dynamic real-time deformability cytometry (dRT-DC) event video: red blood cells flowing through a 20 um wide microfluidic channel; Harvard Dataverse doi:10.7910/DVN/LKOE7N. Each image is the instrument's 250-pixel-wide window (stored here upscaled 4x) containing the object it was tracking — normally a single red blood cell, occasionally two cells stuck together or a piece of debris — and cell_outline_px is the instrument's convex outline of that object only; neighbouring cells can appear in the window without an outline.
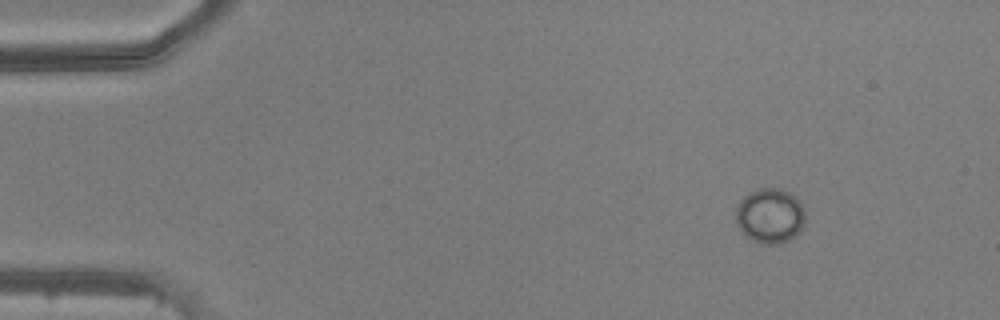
{"species": "common noctule bat (a hibernating species)", "species_latin": "Nyctalus noctula", "temperature_condition": "warm", "stored_images_in_passage": 49, "camera_frame_rate_fps": 3000, "um_per_image_px": 0.085, "animal": {"sex": "male", "body_mass_g": 20.5, "forearm_length_mm": 52.5}, "frame": {"image": 1, "passage_image": 6, "time_ms": 1.667, "image_size_px": [1000, 320], "cell_outline_px": [[804, 224], [800, 232], [796, 236], [780, 244], [760, 244], [752, 240], [736, 224], [736, 208], [740, 200], [748, 192], [760, 188], [780, 188], [788, 192], [804, 208]], "centroid_in_image_um": [65.44, 18.35], "position_along_channel_um": 19.6, "area_um2": 22.2}}
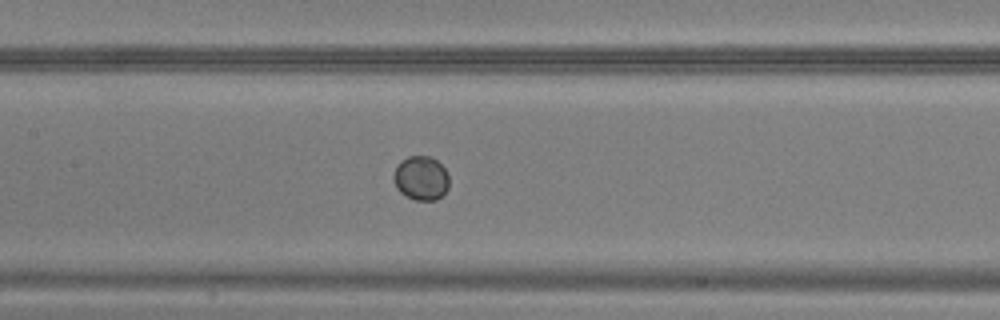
{"frame": {"image": 2, "passage_image": 24, "time_ms": 7.667, "image_size_px": [1000, 320], "cell_outline_px": [[448, 188], [436, 200], [416, 200], [404, 196], [396, 188], [392, 176], [400, 160], [408, 156], [432, 156], [444, 168], [448, 176]], "centroid_in_image_um": [35.76, 15.14], "position_along_channel_um": 171.6, "area_um2": 14.33}}
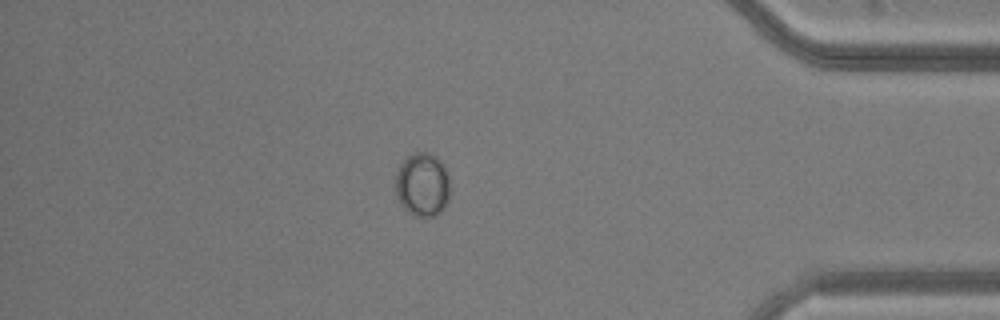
{"frame": {"image": 3, "passage_image": 43, "time_ms": 14.0, "image_size_px": [1000, 320], "cell_outline_px": [[448, 200], [444, 208], [436, 216], [416, 216], [408, 212], [404, 208], [396, 196], [396, 172], [400, 164], [408, 156], [416, 152], [428, 152], [436, 156], [440, 160], [448, 172]], "centroid_in_image_um": [35.9, 15.69], "position_along_channel_um": 399.3, "area_um2": 20.23}}